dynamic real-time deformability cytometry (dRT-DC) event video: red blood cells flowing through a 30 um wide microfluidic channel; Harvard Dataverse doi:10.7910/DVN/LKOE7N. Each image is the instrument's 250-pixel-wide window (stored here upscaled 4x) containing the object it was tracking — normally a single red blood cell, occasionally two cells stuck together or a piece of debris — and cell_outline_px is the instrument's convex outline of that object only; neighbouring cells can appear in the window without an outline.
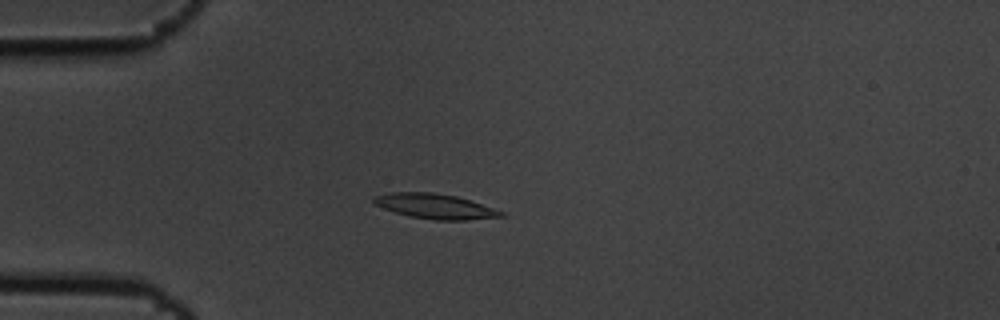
{"species": "common noctule bat (a hibernating species)", "species_latin": "Nyctalus noctula", "temperature_condition": "cold", "stored_images_in_passage": 5, "camera_frame_rate_fps": 3000, "um_per_image_px": 0.085, "animal": {"sex": "male", "body_mass_g": 19.5, "forearm_length_mm": 54.6}, "frame": {"image": 1, "passage_image": 4, "time_ms": 1.0, "image_size_px": [1000, 320], "cell_outline_px": [[508, 216], [468, 220], [432, 220], [408, 216], [372, 204], [372, 196], [388, 192], [432, 192], [456, 196], [504, 212]], "centroid_in_image_um": [36.93, 17.53], "position_along_channel_um": 48.1, "area_um2": 18.61}}